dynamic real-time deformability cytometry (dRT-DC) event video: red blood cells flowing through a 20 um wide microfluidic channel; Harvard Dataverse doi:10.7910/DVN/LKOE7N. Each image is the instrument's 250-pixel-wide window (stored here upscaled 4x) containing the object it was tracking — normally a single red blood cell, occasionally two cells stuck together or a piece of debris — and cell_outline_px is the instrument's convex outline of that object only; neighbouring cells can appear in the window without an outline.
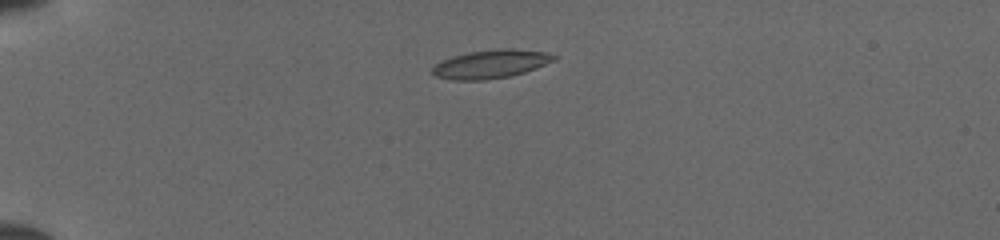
{"species": "common noctule bat (a hibernating species)", "species_latin": "Nyctalus noctula", "temperature_condition": "cold", "stored_images_in_passage": 37, "camera_frame_rate_fps": 3000, "um_per_image_px": 0.085, "animal": {"sex": "female", "body_mass_g": 19.5, "forearm_length_mm": 54.1}, "frame": {"image": 1, "passage_image": 1, "time_ms": 0.0, "image_size_px": [1000, 240], "cell_outline_px": [[560, 56], [556, 60], [536, 68], [512, 76], [484, 80], [452, 80], [436, 76], [432, 72], [432, 68], [436, 64], [452, 56], [472, 52], [508, 48], [512, 48], [544, 52]], "centroid_in_image_um": [41.77, 5.45], "position_along_channel_um": 43.2, "area_um2": 20.0}}
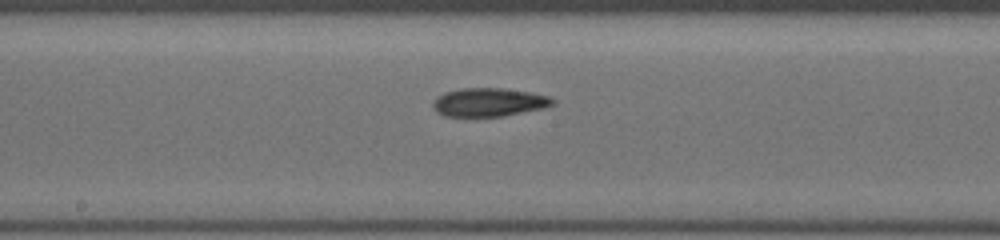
{"frame": {"image": 2, "passage_image": 16, "time_ms": 5.0, "image_size_px": [1000, 240], "cell_outline_px": [[556, 100], [552, 104], [544, 108], [504, 116], [444, 116], [436, 112], [432, 108], [432, 104], [444, 92], [464, 88], [504, 88], [528, 92], [548, 96]], "centroid_in_image_um": [41.55, 8.69], "position_along_channel_um": 206.6, "area_um2": 19.71}}
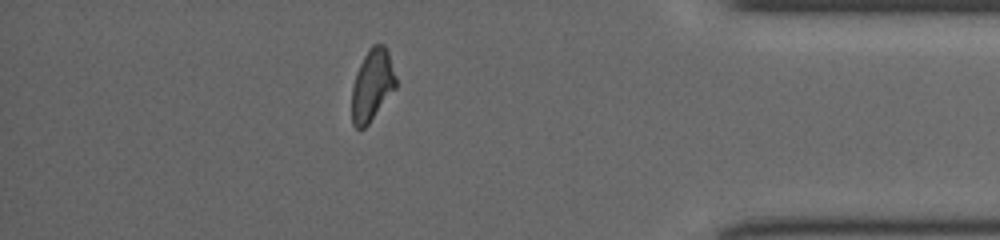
{"frame": {"image": 3, "passage_image": 32, "time_ms": 10.333, "image_size_px": [1000, 240], "cell_outline_px": [[396, 88], [368, 124], [364, 128], [356, 128], [352, 124], [352, 88], [356, 72], [368, 48], [372, 44], [384, 44], [388, 52], [396, 76]], "centroid_in_image_um": [31.63, 7.22], "position_along_channel_um": 403.6, "area_um2": 18.38}}